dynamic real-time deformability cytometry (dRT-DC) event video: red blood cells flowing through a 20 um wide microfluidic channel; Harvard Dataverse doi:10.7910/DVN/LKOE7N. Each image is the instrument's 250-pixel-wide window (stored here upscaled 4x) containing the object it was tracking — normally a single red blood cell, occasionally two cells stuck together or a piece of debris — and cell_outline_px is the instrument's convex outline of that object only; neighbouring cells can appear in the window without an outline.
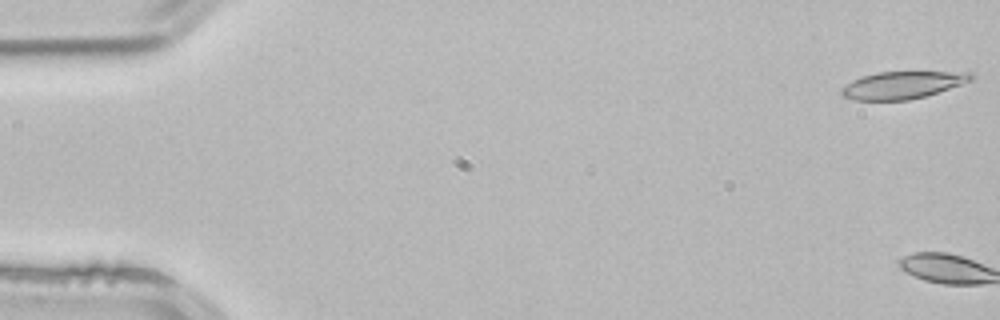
{"species": "common noctule bat (a hibernating species)", "species_latin": "Nyctalus noctula", "temperature_condition": "room temperature", "stored_images_in_passage": 3, "camera_frame_rate_fps": 3000, "um_per_image_px": 0.085, "animal": {"sex": "male", "body_mass_g": 21.5, "forearm_length_mm": 52.0}, "frame": {"image": 1, "passage_image": 1, "time_ms": 0.0, "image_size_px": [1000, 320], "cell_outline_px": [[972, 80], [924, 96], [908, 100], [852, 100], [840, 96], [840, 88], [852, 80], [864, 76], [880, 72], [972, 72]], "centroid_in_image_um": [76.62, 7.23], "position_along_channel_um": 8.4, "area_um2": 20.35}}